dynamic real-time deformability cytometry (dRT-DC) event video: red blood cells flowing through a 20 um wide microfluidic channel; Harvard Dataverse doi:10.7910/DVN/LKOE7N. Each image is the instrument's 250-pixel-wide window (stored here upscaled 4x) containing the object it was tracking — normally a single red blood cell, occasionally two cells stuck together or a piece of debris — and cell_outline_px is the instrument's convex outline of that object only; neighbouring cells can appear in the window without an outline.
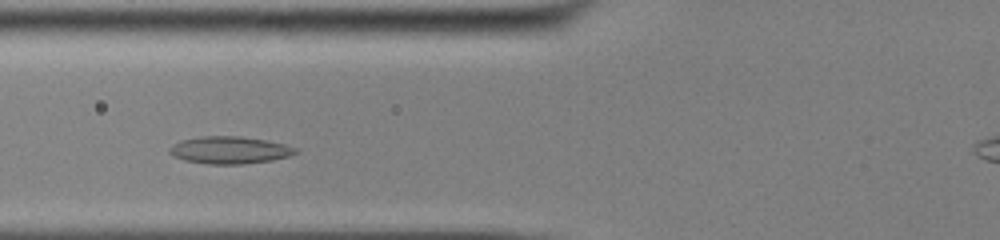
{"species": "common noctule bat (a hibernating species)", "species_latin": "Nyctalus noctula", "temperature_condition": "cold", "stored_images_in_passage": 39, "camera_frame_rate_fps": 3000, "um_per_image_px": 0.085, "animal": {"sex": "male", "body_mass_g": 13.0, "forearm_length_mm": 53.1}, "frame": {"image": 1, "passage_image": 13, "time_ms": 4.0, "image_size_px": [1000, 240], "cell_outline_px": [[296, 152], [288, 156], [272, 160], [244, 164], [208, 164], [184, 160], [168, 152], [168, 148], [172, 144], [180, 140], [200, 136], [240, 136], [264, 140], [284, 144], [296, 148]], "centroid_in_image_um": [19.46, 12.75], "position_along_channel_um": 106.3, "area_um2": 19.94}}
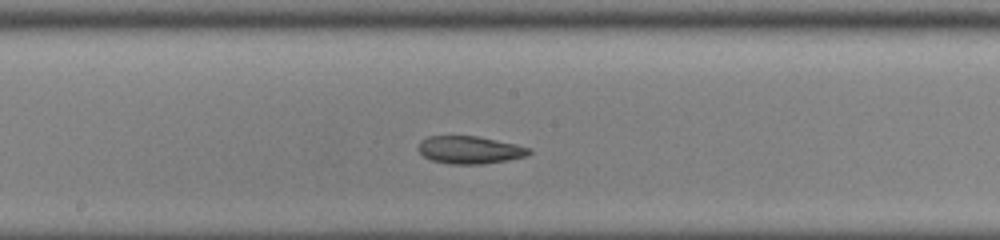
{"frame": {"image": 2, "passage_image": 21, "time_ms": 6.667, "image_size_px": [1000, 240], "cell_outline_px": [[532, 152], [524, 156], [508, 160], [484, 164], [448, 164], [432, 160], [424, 156], [416, 148], [420, 140], [428, 136], [476, 136], [516, 144], [532, 148]], "centroid_in_image_um": [39.91, 12.74], "position_along_channel_um": 208.3, "area_um2": 17.92}}
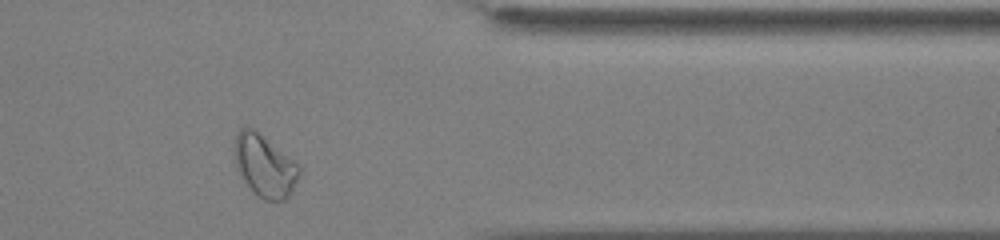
{"frame": {"image": 3, "passage_image": 36, "time_ms": 11.667, "image_size_px": [1000, 240], "cell_outline_px": [[300, 172], [288, 196], [284, 200], [264, 200], [256, 196], [244, 180], [236, 168], [232, 152], [232, 148], [236, 136], [240, 128], [248, 124], [256, 128], [292, 160], [300, 168]], "centroid_in_image_um": [22.41, 14.03], "position_along_channel_um": 389.0, "area_um2": 23.58}, "authors_computed_cell_mechanics": {"area_um2": 19.7098, "velocity_mm_per_s": 3.8227, "shape_relaxation_time_tau1_ms": null, "shape_relaxation_time_tau2_ms": 7.1791, "deformation_change_tau1": null, "deformation_change_tau2": 0.1444}}